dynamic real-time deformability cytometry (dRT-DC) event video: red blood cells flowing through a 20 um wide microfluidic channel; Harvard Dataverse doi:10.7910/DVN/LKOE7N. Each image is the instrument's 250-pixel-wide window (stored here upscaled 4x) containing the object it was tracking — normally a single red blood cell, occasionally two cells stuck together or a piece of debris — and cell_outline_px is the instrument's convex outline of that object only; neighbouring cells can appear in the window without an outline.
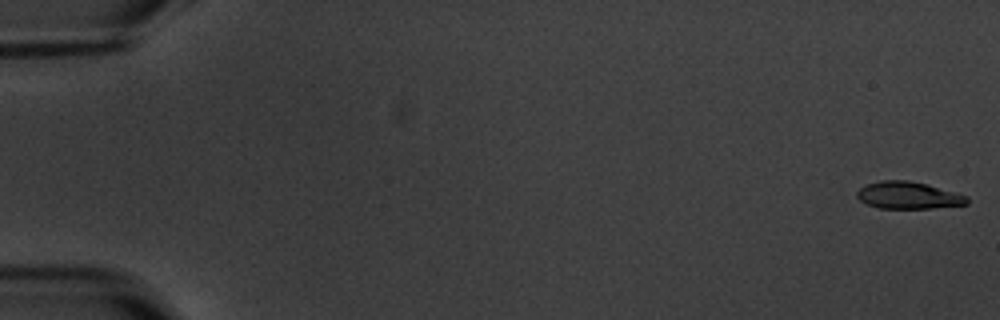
{"species": "common noctule bat (a hibernating species)", "species_latin": "Nyctalus noctula", "temperature_condition": "warm", "stored_images_in_passage": 8, "camera_frame_rate_fps": 3000, "um_per_image_px": 0.085, "animal": {"sex": "male", "body_mass_g": 20.1, "forearm_length_mm": 53.5}, "frame": {"image": 1, "passage_image": 1, "time_ms": 0.0, "image_size_px": [1000, 320], "cell_outline_px": [[968, 204], [932, 208], [880, 208], [868, 204], [860, 200], [856, 196], [856, 192], [860, 188], [868, 184], [880, 180], [908, 180], [928, 184], [968, 196]], "centroid_in_image_um": [77.21, 16.59], "position_along_channel_um": 7.8, "area_um2": 17.34}}
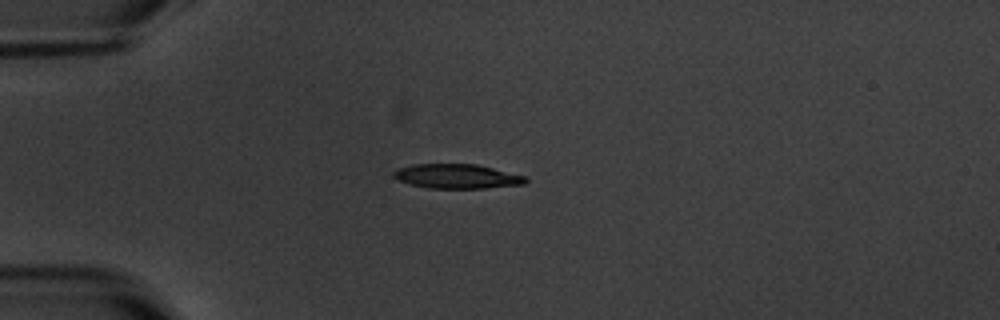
{"frame": {"image": 2, "passage_image": 5, "time_ms": 5.0, "image_size_px": [1000, 320], "cell_outline_px": [[528, 180], [524, 184], [484, 188], [428, 188], [396, 180], [392, 176], [392, 172], [400, 168], [412, 164], [476, 164], [524, 176]], "centroid_in_image_um": [38.79, 14.98], "position_along_channel_um": 46.2, "area_um2": 18.61}}